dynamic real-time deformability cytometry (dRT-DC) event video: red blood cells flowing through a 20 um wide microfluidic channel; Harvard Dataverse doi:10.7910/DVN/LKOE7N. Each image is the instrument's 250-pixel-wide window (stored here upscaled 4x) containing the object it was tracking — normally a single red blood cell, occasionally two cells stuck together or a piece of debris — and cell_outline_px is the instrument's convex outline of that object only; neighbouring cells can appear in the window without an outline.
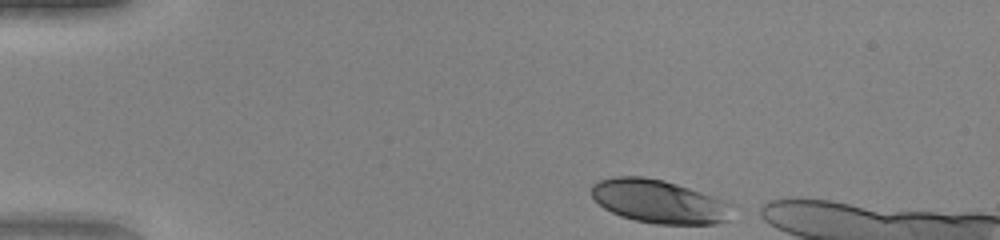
{"species": "human", "species_latin": "Homo sapiens", "temperature_condition": "warm", "stored_images_in_passage": 43, "camera_frame_rate_fps": 3000, "um_per_image_px": 0.085, "donor": {"sex": "female"}, "frame": {"image": 1, "passage_image": 1, "time_ms": 0.0, "image_size_px": [1000, 240], "cell_outline_px": [[732, 204], [728, 220], [716, 224], [656, 224], [632, 220], [620, 216], [604, 208], [592, 196], [592, 184], [600, 180], [616, 176], [644, 176], [664, 180], [712, 196]], "centroid_in_image_um": [55.99, 17.13], "position_along_channel_um": 29.0, "area_um2": 35.37}}
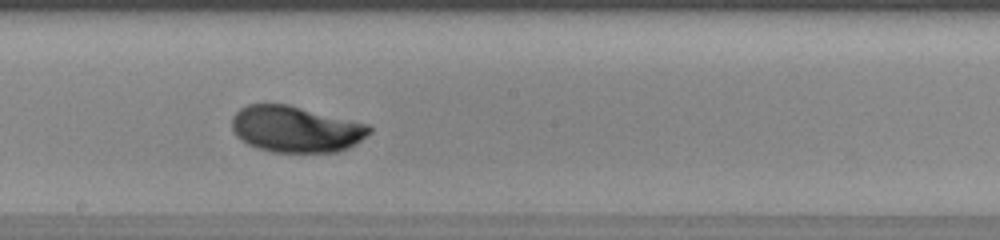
{"frame": {"image": 2, "passage_image": 21, "time_ms": 6.667, "image_size_px": [1000, 240], "cell_outline_px": [[372, 132], [356, 144], [348, 148], [336, 152], [272, 152], [256, 148], [240, 140], [236, 136], [232, 128], [232, 116], [240, 108], [248, 104], [288, 104], [368, 124], [372, 128]], "centroid_in_image_um": [25.14, 10.98], "position_along_channel_um": 223.1, "area_um2": 37.28}}
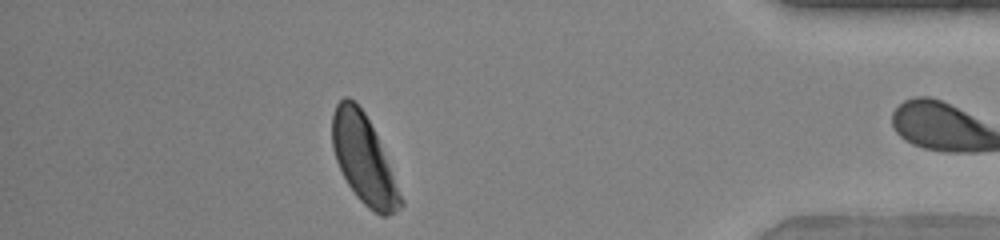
{"frame": {"image": 3, "passage_image": 37, "time_ms": 12.0, "image_size_px": [1000, 240], "cell_outline_px": [[404, 204], [396, 212], [388, 216], [380, 216], [368, 208], [356, 196], [348, 184], [336, 160], [332, 148], [332, 112], [336, 104], [344, 96], [348, 96], [364, 112], [376, 136], [404, 200]], "centroid_in_image_um": [30.9, 13.57], "position_along_channel_um": 404.3, "area_um2": 34.68}, "authors_computed_cell_mechanics": {"area_um2": 36.3562, "velocity_mm_per_s": 4.0862, "shape_relaxation_time_tau1_ms": 2.4059, "shape_relaxation_time_tau2_ms": null, "deformation_change_tau1": 0.1274, "deformation_change_tau2": null}}